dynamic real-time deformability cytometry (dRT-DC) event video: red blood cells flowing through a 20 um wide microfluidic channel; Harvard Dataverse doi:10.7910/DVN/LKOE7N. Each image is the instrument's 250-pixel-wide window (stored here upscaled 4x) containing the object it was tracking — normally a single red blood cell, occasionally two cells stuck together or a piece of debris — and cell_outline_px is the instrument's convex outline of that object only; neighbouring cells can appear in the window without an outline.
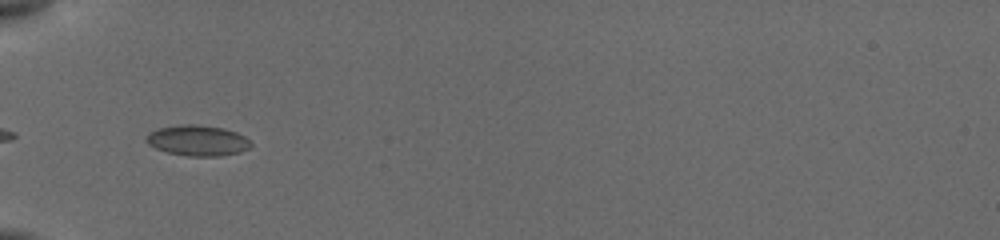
{"species": "common noctule bat (a hibernating species)", "species_latin": "Nyctalus noctula", "temperature_condition": "cold", "stored_images_in_passage": 11, "camera_frame_rate_fps": 3000, "um_per_image_px": 0.085, "animal": {"sex": "female", "body_mass_g": 19.5, "forearm_length_mm": 54.1}, "frame": {"image": 1, "passage_image": 7, "time_ms": 4.0, "image_size_px": [1000, 240], "cell_outline_px": [[252, 144], [248, 148], [240, 152], [220, 156], [188, 156], [168, 152], [156, 148], [148, 144], [144, 140], [148, 132], [160, 128], [180, 124], [196, 124], [224, 128], [236, 132], [244, 136]], "centroid_in_image_um": [16.78, 11.94], "position_along_channel_um": 68.2, "area_um2": 18.67}}
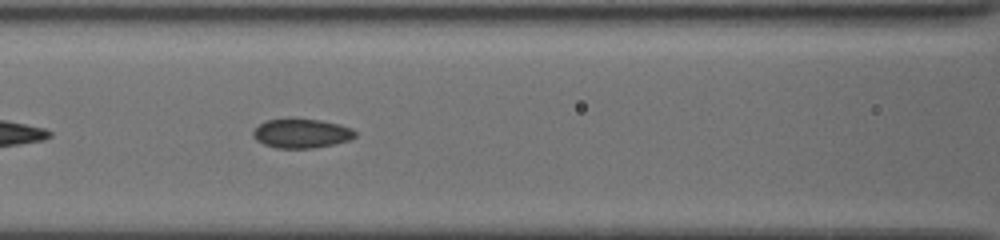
{"frame": {"image": 2, "passage_image": 11, "time_ms": 6.0, "image_size_px": [1000, 240], "cell_outline_px": [[356, 136], [348, 140], [332, 144], [312, 148], [276, 148], [264, 144], [256, 140], [252, 136], [252, 132], [264, 120], [288, 116], [320, 120], [340, 124], [352, 128], [356, 132]], "centroid_in_image_um": [25.58, 11.29], "position_along_channel_um": 141.0, "area_um2": 17.86}}